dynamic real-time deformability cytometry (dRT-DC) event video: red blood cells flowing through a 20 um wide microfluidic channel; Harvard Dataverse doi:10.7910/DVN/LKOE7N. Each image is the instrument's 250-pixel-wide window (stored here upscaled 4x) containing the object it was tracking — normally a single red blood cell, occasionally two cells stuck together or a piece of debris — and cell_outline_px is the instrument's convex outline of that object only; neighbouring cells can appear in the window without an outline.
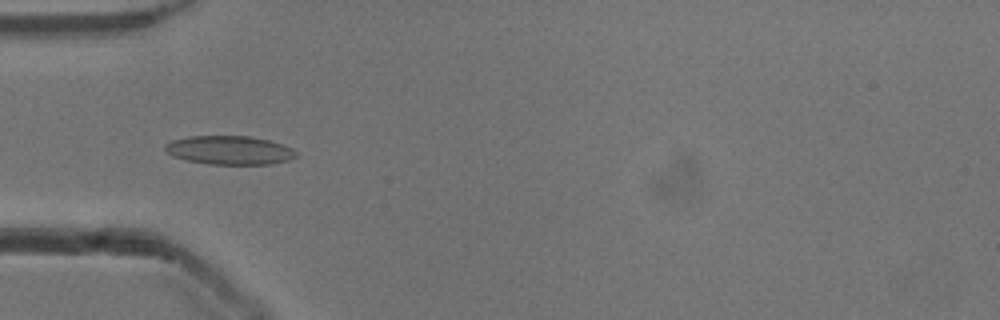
{"species": "common noctule bat (a hibernating species)", "species_latin": "Nyctalus noctula", "temperature_condition": "cold", "stored_images_in_passage": 18, "camera_frame_rate_fps": 3000, "um_per_image_px": 0.085, "animal": {"sex": "male", "body_mass_g": 13.3}, "frame": {"image": 1, "passage_image": 16, "time_ms": 5.0, "image_size_px": [1000, 320], "cell_outline_px": [[296, 156], [288, 160], [272, 164], [208, 164], [188, 160], [172, 156], [164, 148], [164, 144], [172, 140], [188, 136], [252, 136], [268, 140], [292, 148], [296, 152]], "centroid_in_image_um": [19.48, 12.76], "position_along_channel_um": 65.5, "area_um2": 21.85}}